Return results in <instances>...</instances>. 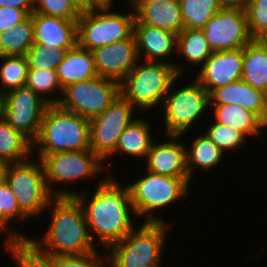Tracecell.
<instances>
[{"mask_svg": "<svg viewBox=\"0 0 267 267\" xmlns=\"http://www.w3.org/2000/svg\"><path fill=\"white\" fill-rule=\"evenodd\" d=\"M102 176L92 196L84 189L74 197L83 208L92 242L107 250L136 227L133 221L137 217L128 186L113 175Z\"/></svg>", "mask_w": 267, "mask_h": 267, "instance_id": "obj_1", "label": "cell"}, {"mask_svg": "<svg viewBox=\"0 0 267 267\" xmlns=\"http://www.w3.org/2000/svg\"><path fill=\"white\" fill-rule=\"evenodd\" d=\"M50 222L40 238L28 237L39 250L53 256L95 252L83 208L75 197H54L47 206Z\"/></svg>", "mask_w": 267, "mask_h": 267, "instance_id": "obj_2", "label": "cell"}, {"mask_svg": "<svg viewBox=\"0 0 267 267\" xmlns=\"http://www.w3.org/2000/svg\"><path fill=\"white\" fill-rule=\"evenodd\" d=\"M140 222V226L136 225L121 241L106 250L109 267H162L166 236L172 225L169 222Z\"/></svg>", "mask_w": 267, "mask_h": 267, "instance_id": "obj_3", "label": "cell"}, {"mask_svg": "<svg viewBox=\"0 0 267 267\" xmlns=\"http://www.w3.org/2000/svg\"><path fill=\"white\" fill-rule=\"evenodd\" d=\"M88 149L90 120L58 105H49L42 117L39 135L33 142V157L35 152L53 154Z\"/></svg>", "mask_w": 267, "mask_h": 267, "instance_id": "obj_4", "label": "cell"}, {"mask_svg": "<svg viewBox=\"0 0 267 267\" xmlns=\"http://www.w3.org/2000/svg\"><path fill=\"white\" fill-rule=\"evenodd\" d=\"M144 173L145 175L127 185L135 215L143 222H167L156 211H164V208L175 202L187 199L190 196L191 180L160 175L148 170Z\"/></svg>", "mask_w": 267, "mask_h": 267, "instance_id": "obj_5", "label": "cell"}, {"mask_svg": "<svg viewBox=\"0 0 267 267\" xmlns=\"http://www.w3.org/2000/svg\"><path fill=\"white\" fill-rule=\"evenodd\" d=\"M179 76L173 65L139 60L120 82V95L139 110L138 114L151 112L158 105L162 106L164 97Z\"/></svg>", "mask_w": 267, "mask_h": 267, "instance_id": "obj_6", "label": "cell"}, {"mask_svg": "<svg viewBox=\"0 0 267 267\" xmlns=\"http://www.w3.org/2000/svg\"><path fill=\"white\" fill-rule=\"evenodd\" d=\"M36 157L43 164L47 187L54 197H74L79 194L76 189H65V183L75 184L79 180L94 179L103 172L108 174L104 162L91 149L37 154ZM61 184L64 185L62 188Z\"/></svg>", "mask_w": 267, "mask_h": 267, "instance_id": "obj_7", "label": "cell"}, {"mask_svg": "<svg viewBox=\"0 0 267 267\" xmlns=\"http://www.w3.org/2000/svg\"><path fill=\"white\" fill-rule=\"evenodd\" d=\"M128 4L133 12H116L113 7L82 10L77 20V45L93 51L130 38L134 34L136 15L133 5L129 1Z\"/></svg>", "mask_w": 267, "mask_h": 267, "instance_id": "obj_8", "label": "cell"}, {"mask_svg": "<svg viewBox=\"0 0 267 267\" xmlns=\"http://www.w3.org/2000/svg\"><path fill=\"white\" fill-rule=\"evenodd\" d=\"M179 76L164 97L162 116L165 118V135L185 136L202 117L210 113V94L193 79L190 84L178 86ZM177 84V86H176ZM174 87V88H173ZM164 112V113H163Z\"/></svg>", "mask_w": 267, "mask_h": 267, "instance_id": "obj_9", "label": "cell"}, {"mask_svg": "<svg viewBox=\"0 0 267 267\" xmlns=\"http://www.w3.org/2000/svg\"><path fill=\"white\" fill-rule=\"evenodd\" d=\"M35 160V161H34ZM4 180L13 192L20 210L31 220L43 216L54 196L45 180V172L40 159L20 163H7Z\"/></svg>", "mask_w": 267, "mask_h": 267, "instance_id": "obj_10", "label": "cell"}, {"mask_svg": "<svg viewBox=\"0 0 267 267\" xmlns=\"http://www.w3.org/2000/svg\"><path fill=\"white\" fill-rule=\"evenodd\" d=\"M119 95V82L97 76L63 88L57 105L90 120L105 111Z\"/></svg>", "mask_w": 267, "mask_h": 267, "instance_id": "obj_11", "label": "cell"}, {"mask_svg": "<svg viewBox=\"0 0 267 267\" xmlns=\"http://www.w3.org/2000/svg\"><path fill=\"white\" fill-rule=\"evenodd\" d=\"M48 106L37 93L23 86L1 96L0 115L33 143L39 135L42 117Z\"/></svg>", "mask_w": 267, "mask_h": 267, "instance_id": "obj_12", "label": "cell"}, {"mask_svg": "<svg viewBox=\"0 0 267 267\" xmlns=\"http://www.w3.org/2000/svg\"><path fill=\"white\" fill-rule=\"evenodd\" d=\"M137 111L119 95L105 111L90 119V149L103 162L115 151L126 127L138 117Z\"/></svg>", "mask_w": 267, "mask_h": 267, "instance_id": "obj_13", "label": "cell"}, {"mask_svg": "<svg viewBox=\"0 0 267 267\" xmlns=\"http://www.w3.org/2000/svg\"><path fill=\"white\" fill-rule=\"evenodd\" d=\"M213 52L244 48L251 37L245 11L221 8L202 29Z\"/></svg>", "mask_w": 267, "mask_h": 267, "instance_id": "obj_14", "label": "cell"}, {"mask_svg": "<svg viewBox=\"0 0 267 267\" xmlns=\"http://www.w3.org/2000/svg\"><path fill=\"white\" fill-rule=\"evenodd\" d=\"M139 60L161 62L173 65L180 76L185 74L186 67L172 61L177 48V34L168 30L152 27L143 23L134 24Z\"/></svg>", "mask_w": 267, "mask_h": 267, "instance_id": "obj_15", "label": "cell"}, {"mask_svg": "<svg viewBox=\"0 0 267 267\" xmlns=\"http://www.w3.org/2000/svg\"><path fill=\"white\" fill-rule=\"evenodd\" d=\"M193 77L209 94L215 89L241 80L243 48L215 51Z\"/></svg>", "mask_w": 267, "mask_h": 267, "instance_id": "obj_16", "label": "cell"}, {"mask_svg": "<svg viewBox=\"0 0 267 267\" xmlns=\"http://www.w3.org/2000/svg\"><path fill=\"white\" fill-rule=\"evenodd\" d=\"M182 138L183 136L164 135V141H153L145 158L146 169L144 170L170 177L190 179L187 169L186 143L184 140L181 142Z\"/></svg>", "mask_w": 267, "mask_h": 267, "instance_id": "obj_17", "label": "cell"}, {"mask_svg": "<svg viewBox=\"0 0 267 267\" xmlns=\"http://www.w3.org/2000/svg\"><path fill=\"white\" fill-rule=\"evenodd\" d=\"M98 76L121 82L139 61L134 34L91 51Z\"/></svg>", "mask_w": 267, "mask_h": 267, "instance_id": "obj_18", "label": "cell"}, {"mask_svg": "<svg viewBox=\"0 0 267 267\" xmlns=\"http://www.w3.org/2000/svg\"><path fill=\"white\" fill-rule=\"evenodd\" d=\"M134 7L135 23L179 34L184 29L179 0H128Z\"/></svg>", "mask_w": 267, "mask_h": 267, "instance_id": "obj_19", "label": "cell"}, {"mask_svg": "<svg viewBox=\"0 0 267 267\" xmlns=\"http://www.w3.org/2000/svg\"><path fill=\"white\" fill-rule=\"evenodd\" d=\"M234 104L255 113L267 125V93L255 89L243 80L215 89L210 105Z\"/></svg>", "mask_w": 267, "mask_h": 267, "instance_id": "obj_20", "label": "cell"}, {"mask_svg": "<svg viewBox=\"0 0 267 267\" xmlns=\"http://www.w3.org/2000/svg\"><path fill=\"white\" fill-rule=\"evenodd\" d=\"M33 42L51 49H72L77 45V21L33 12Z\"/></svg>", "mask_w": 267, "mask_h": 267, "instance_id": "obj_21", "label": "cell"}, {"mask_svg": "<svg viewBox=\"0 0 267 267\" xmlns=\"http://www.w3.org/2000/svg\"><path fill=\"white\" fill-rule=\"evenodd\" d=\"M149 120L147 121L141 115L134 119L121 134L115 151L104 161L105 168L108 175H114L109 163L106 167L108 159L112 156H118L119 154L126 157L137 158L138 160L143 158L145 160L153 141L156 139L152 135L153 131ZM154 137V138H153ZM110 168V169H109ZM112 173V174H111Z\"/></svg>", "mask_w": 267, "mask_h": 267, "instance_id": "obj_22", "label": "cell"}, {"mask_svg": "<svg viewBox=\"0 0 267 267\" xmlns=\"http://www.w3.org/2000/svg\"><path fill=\"white\" fill-rule=\"evenodd\" d=\"M56 72L62 89L70 84L98 76L92 52L78 45L68 50Z\"/></svg>", "mask_w": 267, "mask_h": 267, "instance_id": "obj_23", "label": "cell"}, {"mask_svg": "<svg viewBox=\"0 0 267 267\" xmlns=\"http://www.w3.org/2000/svg\"><path fill=\"white\" fill-rule=\"evenodd\" d=\"M210 108L213 111L209 112H213L211 114H214L215 122L231 126L242 132L247 138L262 137L265 128L267 130V125L255 113L238 105H210Z\"/></svg>", "mask_w": 267, "mask_h": 267, "instance_id": "obj_24", "label": "cell"}, {"mask_svg": "<svg viewBox=\"0 0 267 267\" xmlns=\"http://www.w3.org/2000/svg\"><path fill=\"white\" fill-rule=\"evenodd\" d=\"M241 80L267 93V40L253 39L243 48Z\"/></svg>", "mask_w": 267, "mask_h": 267, "instance_id": "obj_25", "label": "cell"}, {"mask_svg": "<svg viewBox=\"0 0 267 267\" xmlns=\"http://www.w3.org/2000/svg\"><path fill=\"white\" fill-rule=\"evenodd\" d=\"M191 145L186 144L187 169L190 180L196 171L203 170L209 173L213 167H217L226 155L219 147H217L205 133H199L195 136ZM196 170V171H195ZM195 172V173H194Z\"/></svg>", "mask_w": 267, "mask_h": 267, "instance_id": "obj_26", "label": "cell"}, {"mask_svg": "<svg viewBox=\"0 0 267 267\" xmlns=\"http://www.w3.org/2000/svg\"><path fill=\"white\" fill-rule=\"evenodd\" d=\"M33 158V143L0 115V160L20 163Z\"/></svg>", "mask_w": 267, "mask_h": 267, "instance_id": "obj_27", "label": "cell"}, {"mask_svg": "<svg viewBox=\"0 0 267 267\" xmlns=\"http://www.w3.org/2000/svg\"><path fill=\"white\" fill-rule=\"evenodd\" d=\"M212 53L202 29L184 28L177 35L176 54L182 56L188 66L201 67Z\"/></svg>", "mask_w": 267, "mask_h": 267, "instance_id": "obj_28", "label": "cell"}, {"mask_svg": "<svg viewBox=\"0 0 267 267\" xmlns=\"http://www.w3.org/2000/svg\"><path fill=\"white\" fill-rule=\"evenodd\" d=\"M3 251L8 252L16 267H56V256L39 250L27 238L3 241Z\"/></svg>", "mask_w": 267, "mask_h": 267, "instance_id": "obj_29", "label": "cell"}, {"mask_svg": "<svg viewBox=\"0 0 267 267\" xmlns=\"http://www.w3.org/2000/svg\"><path fill=\"white\" fill-rule=\"evenodd\" d=\"M33 13L9 30L0 32V56H26L33 42Z\"/></svg>", "mask_w": 267, "mask_h": 267, "instance_id": "obj_30", "label": "cell"}, {"mask_svg": "<svg viewBox=\"0 0 267 267\" xmlns=\"http://www.w3.org/2000/svg\"><path fill=\"white\" fill-rule=\"evenodd\" d=\"M16 220L23 222L24 220L29 221L30 219L20 210L17 199L8 183L3 180L0 183V233L2 234L3 232L4 235L5 232L6 240L27 238L26 234L24 235L22 231L17 230L12 225Z\"/></svg>", "mask_w": 267, "mask_h": 267, "instance_id": "obj_31", "label": "cell"}, {"mask_svg": "<svg viewBox=\"0 0 267 267\" xmlns=\"http://www.w3.org/2000/svg\"><path fill=\"white\" fill-rule=\"evenodd\" d=\"M28 70L25 56H0V97L25 86Z\"/></svg>", "mask_w": 267, "mask_h": 267, "instance_id": "obj_32", "label": "cell"}, {"mask_svg": "<svg viewBox=\"0 0 267 267\" xmlns=\"http://www.w3.org/2000/svg\"><path fill=\"white\" fill-rule=\"evenodd\" d=\"M184 28L203 29L220 9L219 0H179Z\"/></svg>", "mask_w": 267, "mask_h": 267, "instance_id": "obj_33", "label": "cell"}, {"mask_svg": "<svg viewBox=\"0 0 267 267\" xmlns=\"http://www.w3.org/2000/svg\"><path fill=\"white\" fill-rule=\"evenodd\" d=\"M25 86L37 93L49 105L58 104L63 90L58 81L56 70L49 69H29ZM56 92L61 93L60 97L59 95L58 97L55 96L57 95Z\"/></svg>", "mask_w": 267, "mask_h": 267, "instance_id": "obj_34", "label": "cell"}, {"mask_svg": "<svg viewBox=\"0 0 267 267\" xmlns=\"http://www.w3.org/2000/svg\"><path fill=\"white\" fill-rule=\"evenodd\" d=\"M208 124L209 126L204 129V133L225 154L226 152L239 151L240 148L242 149L248 143L246 141L249 138L231 126H226L215 121Z\"/></svg>", "mask_w": 267, "mask_h": 267, "instance_id": "obj_35", "label": "cell"}, {"mask_svg": "<svg viewBox=\"0 0 267 267\" xmlns=\"http://www.w3.org/2000/svg\"><path fill=\"white\" fill-rule=\"evenodd\" d=\"M64 48L51 49L43 44H33L26 53L29 69L56 70L67 54Z\"/></svg>", "mask_w": 267, "mask_h": 267, "instance_id": "obj_36", "label": "cell"}, {"mask_svg": "<svg viewBox=\"0 0 267 267\" xmlns=\"http://www.w3.org/2000/svg\"><path fill=\"white\" fill-rule=\"evenodd\" d=\"M34 12L77 21L82 10L72 0H33Z\"/></svg>", "mask_w": 267, "mask_h": 267, "instance_id": "obj_37", "label": "cell"}, {"mask_svg": "<svg viewBox=\"0 0 267 267\" xmlns=\"http://www.w3.org/2000/svg\"><path fill=\"white\" fill-rule=\"evenodd\" d=\"M245 13L251 37L267 40V0H252Z\"/></svg>", "mask_w": 267, "mask_h": 267, "instance_id": "obj_38", "label": "cell"}, {"mask_svg": "<svg viewBox=\"0 0 267 267\" xmlns=\"http://www.w3.org/2000/svg\"><path fill=\"white\" fill-rule=\"evenodd\" d=\"M56 267H109V259L106 251L101 249V252L97 250L83 255L56 256Z\"/></svg>", "mask_w": 267, "mask_h": 267, "instance_id": "obj_39", "label": "cell"}, {"mask_svg": "<svg viewBox=\"0 0 267 267\" xmlns=\"http://www.w3.org/2000/svg\"><path fill=\"white\" fill-rule=\"evenodd\" d=\"M29 14L24 9L0 7V32L9 30L25 20Z\"/></svg>", "mask_w": 267, "mask_h": 267, "instance_id": "obj_40", "label": "cell"}, {"mask_svg": "<svg viewBox=\"0 0 267 267\" xmlns=\"http://www.w3.org/2000/svg\"><path fill=\"white\" fill-rule=\"evenodd\" d=\"M24 9L29 15L34 12L33 0H0V7Z\"/></svg>", "mask_w": 267, "mask_h": 267, "instance_id": "obj_41", "label": "cell"}, {"mask_svg": "<svg viewBox=\"0 0 267 267\" xmlns=\"http://www.w3.org/2000/svg\"><path fill=\"white\" fill-rule=\"evenodd\" d=\"M252 0H219L221 8L240 9L245 11L246 6L251 3Z\"/></svg>", "mask_w": 267, "mask_h": 267, "instance_id": "obj_42", "label": "cell"}, {"mask_svg": "<svg viewBox=\"0 0 267 267\" xmlns=\"http://www.w3.org/2000/svg\"><path fill=\"white\" fill-rule=\"evenodd\" d=\"M115 0H87V9L93 7H113Z\"/></svg>", "mask_w": 267, "mask_h": 267, "instance_id": "obj_43", "label": "cell"}, {"mask_svg": "<svg viewBox=\"0 0 267 267\" xmlns=\"http://www.w3.org/2000/svg\"><path fill=\"white\" fill-rule=\"evenodd\" d=\"M6 165L5 161L0 160V183L4 180Z\"/></svg>", "mask_w": 267, "mask_h": 267, "instance_id": "obj_44", "label": "cell"}, {"mask_svg": "<svg viewBox=\"0 0 267 267\" xmlns=\"http://www.w3.org/2000/svg\"><path fill=\"white\" fill-rule=\"evenodd\" d=\"M81 10H87V0H72Z\"/></svg>", "mask_w": 267, "mask_h": 267, "instance_id": "obj_45", "label": "cell"}]
</instances>
